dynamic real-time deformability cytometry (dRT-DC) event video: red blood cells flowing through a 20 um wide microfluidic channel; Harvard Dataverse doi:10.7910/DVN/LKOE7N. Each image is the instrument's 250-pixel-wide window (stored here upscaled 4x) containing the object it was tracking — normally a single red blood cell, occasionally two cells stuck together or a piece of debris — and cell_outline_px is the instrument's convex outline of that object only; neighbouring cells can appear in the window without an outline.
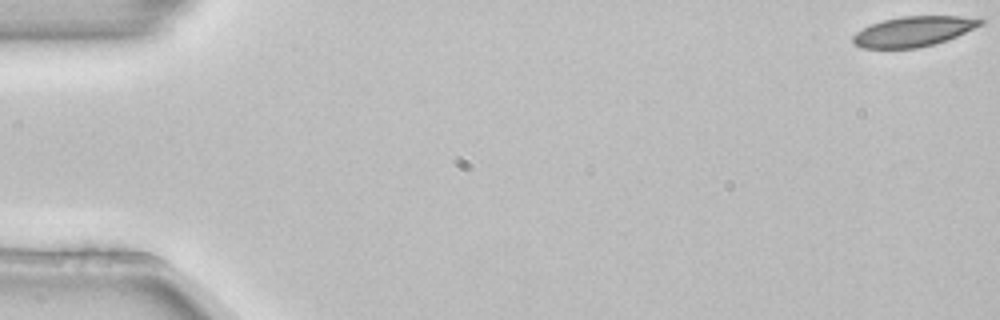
{"species": "common noctule bat (a hibernating species)", "species_latin": "Nyctalus noctula", "temperature_condition": "room temperature", "stored_images_in_passage": 3, "camera_frame_rate_fps": 3000, "um_per_image_px": 0.085, "animal": {"sex": "female", "body_mass_g": 22.7, "forearm_length_mm": 54.2}, "frame": {"image": 1, "passage_image": 1, "time_ms": 0.0, "image_size_px": [1000, 320], "cell_outline_px": [[984, 24], [956, 36], [932, 44], [916, 48], [860, 48], [852, 44], [852, 36], [856, 32], [872, 24], [884, 20], [900, 16], [960, 16], [984, 20]], "centroid_in_image_um": [77.6, 2.67], "position_along_channel_um": 7.4, "area_um2": 22.14}}